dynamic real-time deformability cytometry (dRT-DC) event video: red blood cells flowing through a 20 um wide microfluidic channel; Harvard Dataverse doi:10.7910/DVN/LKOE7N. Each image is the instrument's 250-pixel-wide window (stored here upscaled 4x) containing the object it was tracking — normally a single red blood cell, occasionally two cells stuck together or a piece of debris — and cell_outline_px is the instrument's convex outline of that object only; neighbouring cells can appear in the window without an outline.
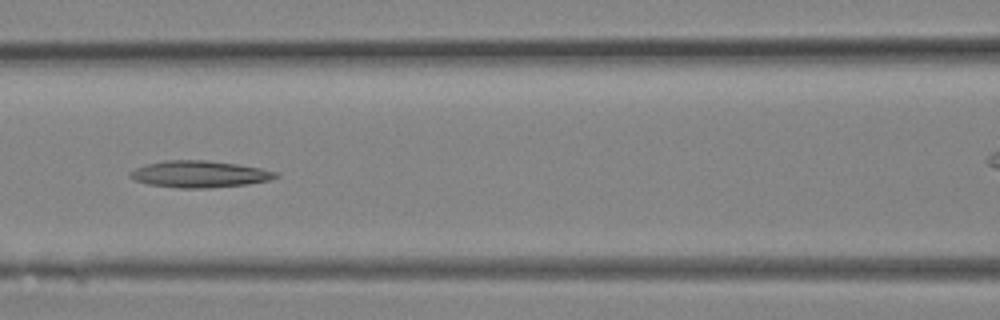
{"species": "Egyptian fruit bat (a non-hibernating species)", "species_latin": "Rousettus aegyptiacus", "temperature_condition": "room temperature", "stored_images_in_passage": 15, "segment_of_instrument_passage": [1, 2], "camera_frame_rate_fps": 3000, "um_per_image_px": 0.085, "animal": {"sex": "female"}, "frame": {"image": 1, "passage_image": 11, "time_ms": 3.333, "image_size_px": [1000, 320], "cell_outline_px": [[280, 176], [272, 180], [248, 184], [208, 188], [176, 188], [148, 184], [132, 180], [128, 176], [128, 172], [144, 164], [164, 160], [204, 160], [236, 164], [260, 168], [280, 172]], "centroid_in_image_um": [16.94, 14.8], "position_along_channel_um": 149.7, "area_um2": 23.0}}
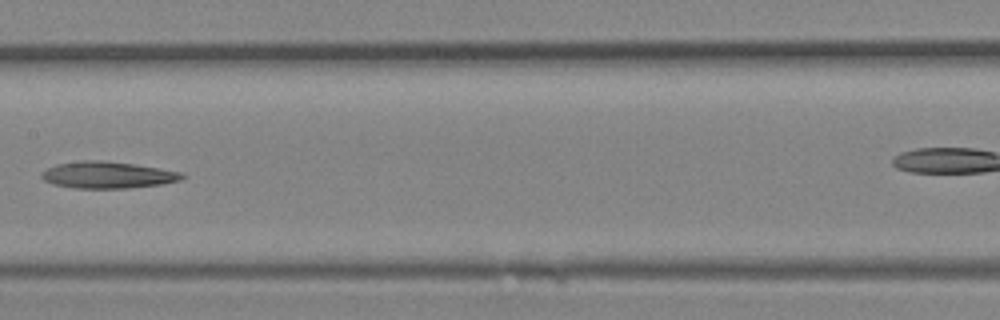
{"frame": {"image": 2, "passage_image": 13, "time_ms": 4.0, "image_size_px": [1000, 320], "cell_outline_px": [[188, 176], [180, 180], [164, 184], [128, 188], [72, 188], [52, 184], [44, 180], [40, 176], [40, 172], [56, 164], [80, 160], [104, 160], [136, 164], [184, 172]], "centroid_in_image_um": [9.18, 14.86], "position_along_channel_um": 198.2, "area_um2": 22.31}}